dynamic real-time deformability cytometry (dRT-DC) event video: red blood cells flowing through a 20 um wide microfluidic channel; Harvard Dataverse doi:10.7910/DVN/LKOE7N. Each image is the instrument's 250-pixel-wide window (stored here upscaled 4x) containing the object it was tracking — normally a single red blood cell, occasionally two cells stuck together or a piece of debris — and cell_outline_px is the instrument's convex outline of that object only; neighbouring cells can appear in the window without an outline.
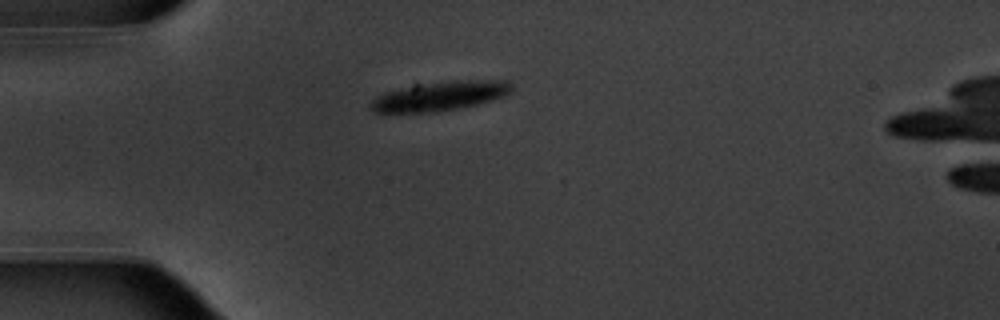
{"species": "common noctule bat (a hibernating species)", "species_latin": "Nyctalus noctula", "temperature_condition": "warm", "stored_images_in_passage": 5, "camera_frame_rate_fps": 3000, "um_per_image_px": 0.085, "animal": {"sex": "male", "body_mass_g": 20.1, "forearm_length_mm": 53.5}, "frame": {"image": 1, "passage_image": 1, "time_ms": 0.0, "image_size_px": [1000, 320], "cell_outline_px": [[512, 88], [508, 96], [460, 108], [436, 112], [372, 112], [368, 104], [376, 96], [384, 92], [412, 84], [456, 80], [512, 80]], "centroid_in_image_um": [37.41, 8.15], "position_along_channel_um": 47.6, "area_um2": 24.57}}